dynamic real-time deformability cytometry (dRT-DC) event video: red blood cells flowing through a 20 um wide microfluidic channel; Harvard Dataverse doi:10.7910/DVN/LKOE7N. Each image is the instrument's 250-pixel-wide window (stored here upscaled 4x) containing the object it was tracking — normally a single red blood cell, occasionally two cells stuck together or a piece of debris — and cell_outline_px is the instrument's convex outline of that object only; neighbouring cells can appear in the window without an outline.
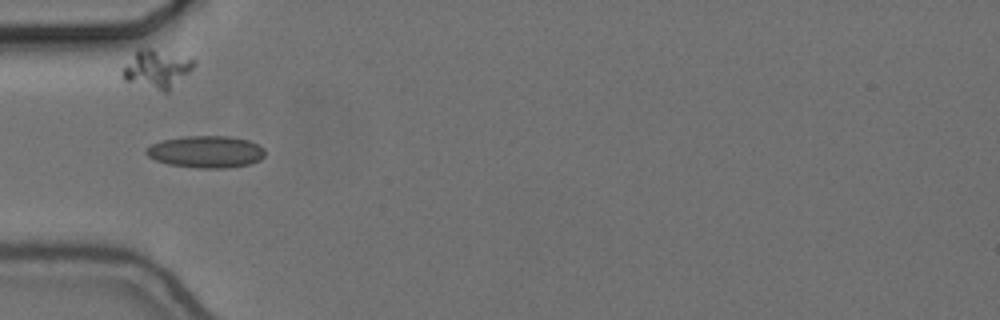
{"species": "common noctule bat (a hibernating species)", "species_latin": "Nyctalus noctula", "temperature_condition": "cold", "stored_images_in_passage": 23, "camera_frame_rate_fps": 3000, "um_per_image_px": 0.085, "animal": {"sex": "female", "body_mass_g": 24.6, "forearm_length_mm": 56.2}, "frame": {"image": 1, "passage_image": 3, "time_ms": 0.667, "image_size_px": [1000, 320], "cell_outline_px": [[264, 156], [260, 160], [248, 164], [224, 168], [196, 168], [168, 164], [156, 160], [148, 156], [144, 152], [144, 148], [160, 140], [184, 136], [228, 136], [248, 140], [264, 148]], "centroid_in_image_um": [17.47, 12.89], "position_along_channel_um": 67.5, "area_um2": 22.2}}